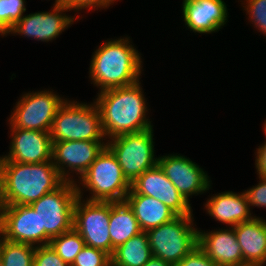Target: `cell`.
Segmentation results:
<instances>
[{"instance_id": "6da1fadb", "label": "cell", "mask_w": 266, "mask_h": 266, "mask_svg": "<svg viewBox=\"0 0 266 266\" xmlns=\"http://www.w3.org/2000/svg\"><path fill=\"white\" fill-rule=\"evenodd\" d=\"M141 81L126 87L98 92L93 100L99 109L107 140L121 134L153 128Z\"/></svg>"}, {"instance_id": "7a4b0ae2", "label": "cell", "mask_w": 266, "mask_h": 266, "mask_svg": "<svg viewBox=\"0 0 266 266\" xmlns=\"http://www.w3.org/2000/svg\"><path fill=\"white\" fill-rule=\"evenodd\" d=\"M63 182L53 160L43 163L0 160L1 206L30 205Z\"/></svg>"}, {"instance_id": "3957f363", "label": "cell", "mask_w": 266, "mask_h": 266, "mask_svg": "<svg viewBox=\"0 0 266 266\" xmlns=\"http://www.w3.org/2000/svg\"><path fill=\"white\" fill-rule=\"evenodd\" d=\"M129 38L106 40L92 54L89 78L99 92L140 81L143 71L141 53Z\"/></svg>"}, {"instance_id": "277c9868", "label": "cell", "mask_w": 266, "mask_h": 266, "mask_svg": "<svg viewBox=\"0 0 266 266\" xmlns=\"http://www.w3.org/2000/svg\"><path fill=\"white\" fill-rule=\"evenodd\" d=\"M78 181V197L84 199L83 191L86 188L91 194L85 197L88 201H125L131 189V183L124 176L116 156L107 146Z\"/></svg>"}, {"instance_id": "5b68a950", "label": "cell", "mask_w": 266, "mask_h": 266, "mask_svg": "<svg viewBox=\"0 0 266 266\" xmlns=\"http://www.w3.org/2000/svg\"><path fill=\"white\" fill-rule=\"evenodd\" d=\"M52 142L107 141L95 102H77L65 98L50 129Z\"/></svg>"}, {"instance_id": "8992f818", "label": "cell", "mask_w": 266, "mask_h": 266, "mask_svg": "<svg viewBox=\"0 0 266 266\" xmlns=\"http://www.w3.org/2000/svg\"><path fill=\"white\" fill-rule=\"evenodd\" d=\"M194 215L177 216L146 231L152 256L176 266L186 255L198 247V228Z\"/></svg>"}, {"instance_id": "52a82bcc", "label": "cell", "mask_w": 266, "mask_h": 266, "mask_svg": "<svg viewBox=\"0 0 266 266\" xmlns=\"http://www.w3.org/2000/svg\"><path fill=\"white\" fill-rule=\"evenodd\" d=\"M78 198L76 183L64 181L30 205L39 215L40 246L73 228V209Z\"/></svg>"}, {"instance_id": "ba28073f", "label": "cell", "mask_w": 266, "mask_h": 266, "mask_svg": "<svg viewBox=\"0 0 266 266\" xmlns=\"http://www.w3.org/2000/svg\"><path fill=\"white\" fill-rule=\"evenodd\" d=\"M153 132V128H150L136 133L121 134L106 141L107 147L116 156L124 176L130 183L158 164Z\"/></svg>"}, {"instance_id": "9c48e42d", "label": "cell", "mask_w": 266, "mask_h": 266, "mask_svg": "<svg viewBox=\"0 0 266 266\" xmlns=\"http://www.w3.org/2000/svg\"><path fill=\"white\" fill-rule=\"evenodd\" d=\"M53 91L44 89L22 94L8 119L10 128L50 132L56 112L65 101Z\"/></svg>"}, {"instance_id": "30bf717a", "label": "cell", "mask_w": 266, "mask_h": 266, "mask_svg": "<svg viewBox=\"0 0 266 266\" xmlns=\"http://www.w3.org/2000/svg\"><path fill=\"white\" fill-rule=\"evenodd\" d=\"M110 202L88 201L78 197L73 209V228L85 245L100 249L112 256L109 234Z\"/></svg>"}, {"instance_id": "8fae6325", "label": "cell", "mask_w": 266, "mask_h": 266, "mask_svg": "<svg viewBox=\"0 0 266 266\" xmlns=\"http://www.w3.org/2000/svg\"><path fill=\"white\" fill-rule=\"evenodd\" d=\"M52 143L54 166L64 181L73 183L78 182V179L85 174L91 163L107 146L105 141H60ZM74 173L78 175L76 176L78 179L73 178Z\"/></svg>"}, {"instance_id": "7c38bea8", "label": "cell", "mask_w": 266, "mask_h": 266, "mask_svg": "<svg viewBox=\"0 0 266 266\" xmlns=\"http://www.w3.org/2000/svg\"><path fill=\"white\" fill-rule=\"evenodd\" d=\"M68 11L71 10L65 5H53L52 10L49 12L38 11L24 15L7 32L5 37L9 34H14V36L20 35L41 42H52L68 27L72 26L71 24L80 19L78 15H66Z\"/></svg>"}, {"instance_id": "4fadbf2b", "label": "cell", "mask_w": 266, "mask_h": 266, "mask_svg": "<svg viewBox=\"0 0 266 266\" xmlns=\"http://www.w3.org/2000/svg\"><path fill=\"white\" fill-rule=\"evenodd\" d=\"M158 165L188 202L193 195L206 193L212 186L208 173L186 156L163 155L158 157Z\"/></svg>"}, {"instance_id": "5bb4252c", "label": "cell", "mask_w": 266, "mask_h": 266, "mask_svg": "<svg viewBox=\"0 0 266 266\" xmlns=\"http://www.w3.org/2000/svg\"><path fill=\"white\" fill-rule=\"evenodd\" d=\"M129 193L143 194L158 199L178 216L193 215L190 202L179 193L158 164L138 176L131 183Z\"/></svg>"}, {"instance_id": "9a60e30c", "label": "cell", "mask_w": 266, "mask_h": 266, "mask_svg": "<svg viewBox=\"0 0 266 266\" xmlns=\"http://www.w3.org/2000/svg\"><path fill=\"white\" fill-rule=\"evenodd\" d=\"M0 236L10 242L40 246L39 215L31 205L1 206Z\"/></svg>"}, {"instance_id": "2e32d148", "label": "cell", "mask_w": 266, "mask_h": 266, "mask_svg": "<svg viewBox=\"0 0 266 266\" xmlns=\"http://www.w3.org/2000/svg\"><path fill=\"white\" fill-rule=\"evenodd\" d=\"M9 129L11 137L9 152L0 156V160L19 163H43L52 160L53 143L49 132Z\"/></svg>"}, {"instance_id": "e0dca14e", "label": "cell", "mask_w": 266, "mask_h": 266, "mask_svg": "<svg viewBox=\"0 0 266 266\" xmlns=\"http://www.w3.org/2000/svg\"><path fill=\"white\" fill-rule=\"evenodd\" d=\"M182 13L185 26L196 34L218 32L229 15L223 0H183Z\"/></svg>"}, {"instance_id": "ac0fdd59", "label": "cell", "mask_w": 266, "mask_h": 266, "mask_svg": "<svg viewBox=\"0 0 266 266\" xmlns=\"http://www.w3.org/2000/svg\"><path fill=\"white\" fill-rule=\"evenodd\" d=\"M198 229V247L218 266H247L233 227Z\"/></svg>"}, {"instance_id": "d6986e66", "label": "cell", "mask_w": 266, "mask_h": 266, "mask_svg": "<svg viewBox=\"0 0 266 266\" xmlns=\"http://www.w3.org/2000/svg\"><path fill=\"white\" fill-rule=\"evenodd\" d=\"M206 213L215 221L227 224L229 227L238 225L239 223L252 220L250 206L244 191L236 193L225 191L212 195L206 200L204 205Z\"/></svg>"}, {"instance_id": "ffe728a7", "label": "cell", "mask_w": 266, "mask_h": 266, "mask_svg": "<svg viewBox=\"0 0 266 266\" xmlns=\"http://www.w3.org/2000/svg\"><path fill=\"white\" fill-rule=\"evenodd\" d=\"M247 266L266 264V220L255 216L252 220L233 226Z\"/></svg>"}, {"instance_id": "44dd1931", "label": "cell", "mask_w": 266, "mask_h": 266, "mask_svg": "<svg viewBox=\"0 0 266 266\" xmlns=\"http://www.w3.org/2000/svg\"><path fill=\"white\" fill-rule=\"evenodd\" d=\"M125 201L132 208L142 231L159 227L178 215L160 200L138 193H128Z\"/></svg>"}, {"instance_id": "7402d4cb", "label": "cell", "mask_w": 266, "mask_h": 266, "mask_svg": "<svg viewBox=\"0 0 266 266\" xmlns=\"http://www.w3.org/2000/svg\"><path fill=\"white\" fill-rule=\"evenodd\" d=\"M109 234L114 250L142 232L132 208L126 201L110 202Z\"/></svg>"}, {"instance_id": "603a6c76", "label": "cell", "mask_w": 266, "mask_h": 266, "mask_svg": "<svg viewBox=\"0 0 266 266\" xmlns=\"http://www.w3.org/2000/svg\"><path fill=\"white\" fill-rule=\"evenodd\" d=\"M152 257L147 233L142 231L114 250L111 266H143Z\"/></svg>"}, {"instance_id": "cb8c5ba5", "label": "cell", "mask_w": 266, "mask_h": 266, "mask_svg": "<svg viewBox=\"0 0 266 266\" xmlns=\"http://www.w3.org/2000/svg\"><path fill=\"white\" fill-rule=\"evenodd\" d=\"M35 248L29 244L10 242L0 236V261L3 266H33Z\"/></svg>"}, {"instance_id": "d4e9b609", "label": "cell", "mask_w": 266, "mask_h": 266, "mask_svg": "<svg viewBox=\"0 0 266 266\" xmlns=\"http://www.w3.org/2000/svg\"><path fill=\"white\" fill-rule=\"evenodd\" d=\"M49 245L64 262L71 266L85 246V242L80 234L72 228L68 232L51 238Z\"/></svg>"}, {"instance_id": "484cf974", "label": "cell", "mask_w": 266, "mask_h": 266, "mask_svg": "<svg viewBox=\"0 0 266 266\" xmlns=\"http://www.w3.org/2000/svg\"><path fill=\"white\" fill-rule=\"evenodd\" d=\"M25 12V0H0V35L4 37Z\"/></svg>"}, {"instance_id": "4316f807", "label": "cell", "mask_w": 266, "mask_h": 266, "mask_svg": "<svg viewBox=\"0 0 266 266\" xmlns=\"http://www.w3.org/2000/svg\"><path fill=\"white\" fill-rule=\"evenodd\" d=\"M71 266H111V256L103 250L85 245Z\"/></svg>"}, {"instance_id": "83f0119b", "label": "cell", "mask_w": 266, "mask_h": 266, "mask_svg": "<svg viewBox=\"0 0 266 266\" xmlns=\"http://www.w3.org/2000/svg\"><path fill=\"white\" fill-rule=\"evenodd\" d=\"M244 1V2H243ZM241 0V5L248 14V20L254 28L266 36V0ZM247 2V3H246Z\"/></svg>"}, {"instance_id": "f1b7e54d", "label": "cell", "mask_w": 266, "mask_h": 266, "mask_svg": "<svg viewBox=\"0 0 266 266\" xmlns=\"http://www.w3.org/2000/svg\"><path fill=\"white\" fill-rule=\"evenodd\" d=\"M33 266H69L50 245H42L35 248Z\"/></svg>"}, {"instance_id": "f546056e", "label": "cell", "mask_w": 266, "mask_h": 266, "mask_svg": "<svg viewBox=\"0 0 266 266\" xmlns=\"http://www.w3.org/2000/svg\"><path fill=\"white\" fill-rule=\"evenodd\" d=\"M259 183L245 190L250 209L255 207L266 208V177H258ZM252 206V207H251Z\"/></svg>"}, {"instance_id": "4dcf8cb0", "label": "cell", "mask_w": 266, "mask_h": 266, "mask_svg": "<svg viewBox=\"0 0 266 266\" xmlns=\"http://www.w3.org/2000/svg\"><path fill=\"white\" fill-rule=\"evenodd\" d=\"M113 4V0H65V6L78 14L82 9L88 11H90V9L91 11L101 10L103 8L108 9Z\"/></svg>"}, {"instance_id": "1f68e13d", "label": "cell", "mask_w": 266, "mask_h": 266, "mask_svg": "<svg viewBox=\"0 0 266 266\" xmlns=\"http://www.w3.org/2000/svg\"><path fill=\"white\" fill-rule=\"evenodd\" d=\"M176 266H218L199 248L196 247L186 255Z\"/></svg>"}, {"instance_id": "d6a6232c", "label": "cell", "mask_w": 266, "mask_h": 266, "mask_svg": "<svg viewBox=\"0 0 266 266\" xmlns=\"http://www.w3.org/2000/svg\"><path fill=\"white\" fill-rule=\"evenodd\" d=\"M264 133L266 135V122L263 124ZM266 138V137H265ZM255 168L257 177H266V141L258 146L255 152Z\"/></svg>"}, {"instance_id": "836d02e7", "label": "cell", "mask_w": 266, "mask_h": 266, "mask_svg": "<svg viewBox=\"0 0 266 266\" xmlns=\"http://www.w3.org/2000/svg\"><path fill=\"white\" fill-rule=\"evenodd\" d=\"M143 266H172V265L167 262H164L162 259L152 257Z\"/></svg>"}, {"instance_id": "e575fe53", "label": "cell", "mask_w": 266, "mask_h": 266, "mask_svg": "<svg viewBox=\"0 0 266 266\" xmlns=\"http://www.w3.org/2000/svg\"><path fill=\"white\" fill-rule=\"evenodd\" d=\"M53 5H65V0H55Z\"/></svg>"}]
</instances>
